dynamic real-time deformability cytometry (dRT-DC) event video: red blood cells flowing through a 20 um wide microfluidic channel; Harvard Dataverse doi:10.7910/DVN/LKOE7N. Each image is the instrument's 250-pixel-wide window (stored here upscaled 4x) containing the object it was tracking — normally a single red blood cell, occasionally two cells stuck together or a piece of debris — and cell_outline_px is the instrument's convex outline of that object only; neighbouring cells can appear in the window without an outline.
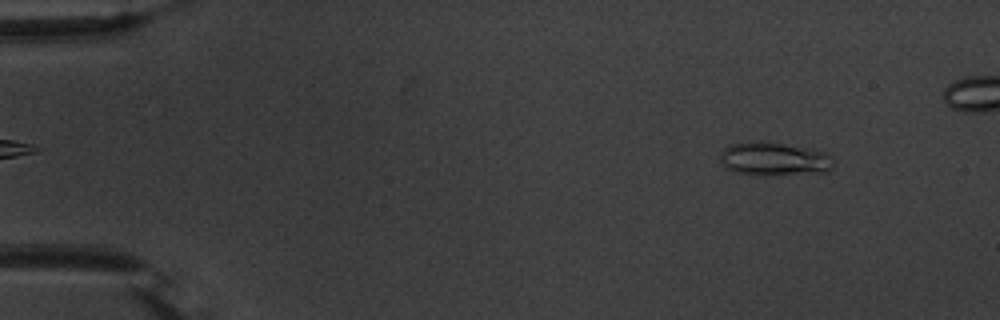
{"species": "common noctule bat (a hibernating species)", "species_latin": "Nyctalus noctula", "temperature_condition": "warm", "stored_images_in_passage": 50, "camera_frame_rate_fps": 3000, "um_per_image_px": 0.085, "animal": {"sex": "male", "body_mass_g": 20.1, "forearm_length_mm": 53.5}, "frame": {"image": 1, "passage_image": 5, "time_ms": 1.333, "image_size_px": [1000, 320], "cell_outline_px": [[836, 160], [832, 168], [828, 172], [736, 172], [724, 168], [720, 164], [720, 152], [724, 148], [732, 144], [784, 144], [824, 152], [832, 156]], "centroid_in_image_um": [65.83, 13.5], "position_along_channel_um": 19.2, "area_um2": 20.4}}
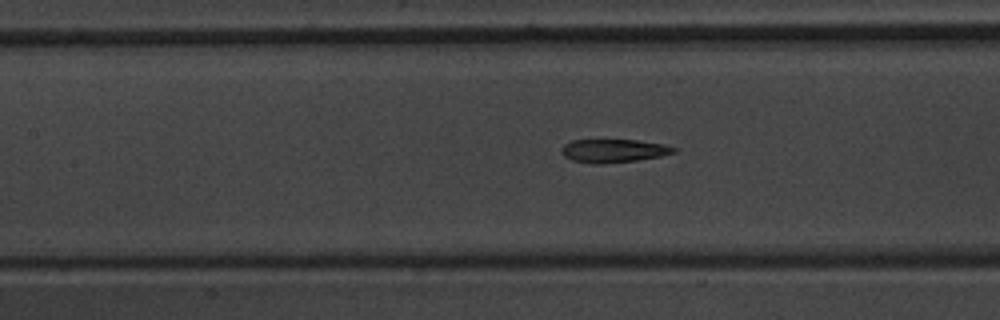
{"frame": {"image": 2, "passage_image": 24, "time_ms": 7.667, "image_size_px": [1000, 320], "cell_outline_px": [[676, 152], [660, 156], [636, 160], [600, 164], [592, 164], [572, 160], [564, 156], [560, 152], [560, 148], [564, 144], [572, 140], [636, 140], [664, 144], [676, 148]], "centroid_in_image_um": [52.11, 12.81], "position_along_channel_um": 155.3, "area_um2": 15.26}}
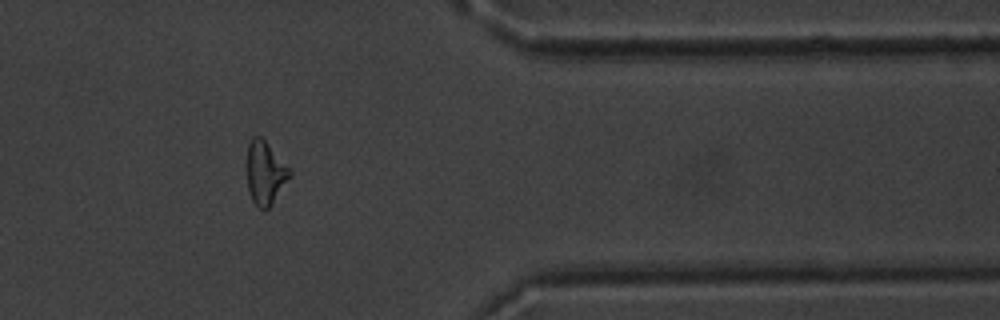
{"frame": {"image": 3, "passage_image": 44, "time_ms": 14.333, "image_size_px": [1000, 320], "cell_outline_px": [[292, 172], [272, 204], [264, 212], [252, 200], [248, 188], [248, 144], [252, 136], [260, 136], [292, 168]], "centroid_in_image_um": [22.56, 14.68], "position_along_channel_um": 388.8, "area_um2": 15.61}}